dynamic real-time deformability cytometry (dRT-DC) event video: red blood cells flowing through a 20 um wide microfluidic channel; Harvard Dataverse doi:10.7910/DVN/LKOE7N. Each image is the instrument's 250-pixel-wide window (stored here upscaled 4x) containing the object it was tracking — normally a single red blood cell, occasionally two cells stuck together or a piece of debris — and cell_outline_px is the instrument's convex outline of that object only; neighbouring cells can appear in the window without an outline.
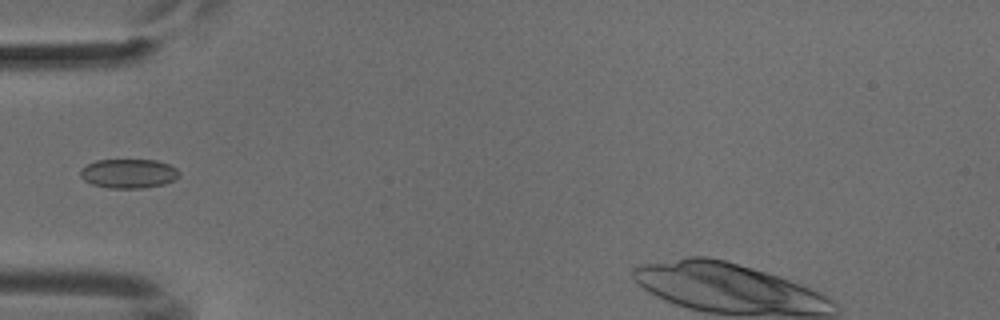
{"species": "common noctule bat (a hibernating species)", "species_latin": "Nyctalus noctula", "temperature_condition": "cold", "stored_images_in_passage": 34, "camera_frame_rate_fps": 3000, "um_per_image_px": 0.085, "animal": {"sex": "male", "body_mass_g": 18.8}, "frame": {"image": 1, "passage_image": 1, "time_ms": 0.0, "image_size_px": [1000, 320], "cell_outline_px": [[180, 176], [164, 184], [140, 188], [108, 188], [92, 184], [84, 180], [80, 176], [80, 168], [96, 160], [156, 160], [168, 164], [176, 168], [180, 172]], "centroid_in_image_um": [10.91, 14.75], "position_along_channel_um": 74.1, "area_um2": 16.82}}
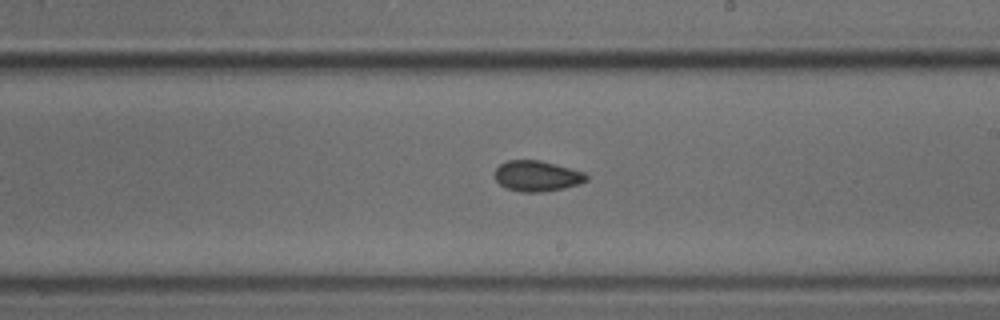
{"frame": {"image": 2, "passage_image": 14, "time_ms": 4.333, "image_size_px": [1000, 320], "cell_outline_px": [[588, 180], [580, 184], [564, 188], [544, 192], [520, 192], [508, 188], [500, 184], [496, 180], [496, 168], [500, 164], [508, 160], [540, 160], [556, 164], [584, 172], [588, 176]], "centroid_in_image_um": [45.68, 14.96], "position_along_channel_um": 243.3, "area_um2": 16.36}}
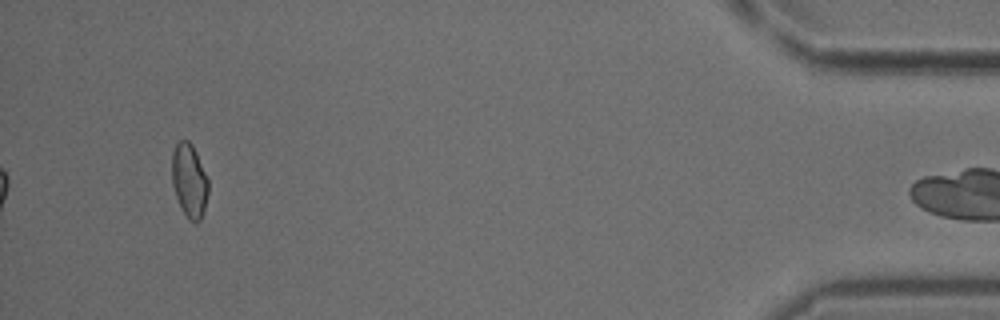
{"frame": {"image": 3, "passage_image": 33, "time_ms": 10.667, "image_size_px": [1000, 320], "cell_outline_px": [[208, 192], [204, 208], [200, 220], [188, 220], [176, 196], [172, 184], [172, 152], [176, 144], [180, 140], [188, 140], [192, 144], [196, 152], [208, 180]], "centroid_in_image_um": [16.08, 15.31], "position_along_channel_um": 419.1, "area_um2": 15.32}}